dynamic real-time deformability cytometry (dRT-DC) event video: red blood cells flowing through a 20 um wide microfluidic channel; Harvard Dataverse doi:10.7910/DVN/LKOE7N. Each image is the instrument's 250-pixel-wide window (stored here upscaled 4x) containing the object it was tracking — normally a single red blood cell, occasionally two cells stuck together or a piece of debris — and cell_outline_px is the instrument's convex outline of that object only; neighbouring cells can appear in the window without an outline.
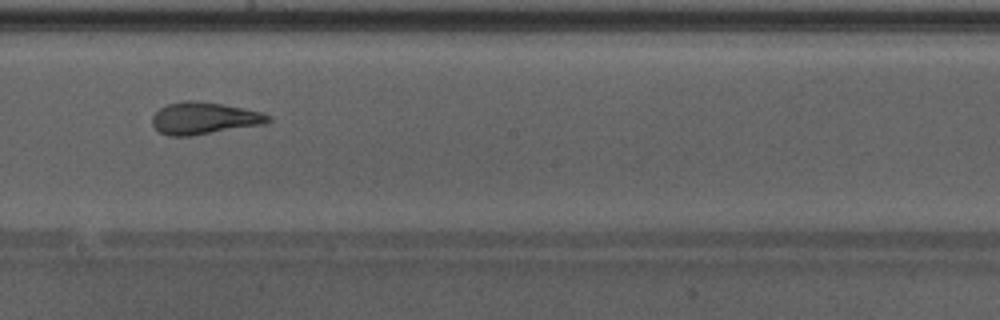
{"species": "Egyptian fruit bat (a non-hibernating species)", "species_latin": "Rousettus aegyptiacus", "temperature_condition": "warm", "stored_images_in_passage": 49, "camera_frame_rate_fps": 3000, "um_per_image_px": 0.085, "animal": {"sex": "male"}, "frame": {"image": 1, "passage_image": 28, "time_ms": 9.0, "image_size_px": [1000, 320], "cell_outline_px": [[272, 120], [264, 124], [192, 136], [168, 136], [160, 132], [152, 124], [152, 116], [160, 108], [168, 104], [188, 100], [192, 100], [220, 104], [244, 108], [260, 112], [272, 116]], "centroid_in_image_um": [17.36, 10.06], "position_along_channel_um": 230.8, "area_um2": 21.56}, "authors_computed_cell_mechanics": {"area_um2": 23.0044, "velocity_mm_per_s": 4.2979, "shape_relaxation_time_tau1_ms": null, "shape_relaxation_time_tau2_ms": 1.006, "deformation_change_tau1": null, "deformation_change_tau2": 0.0759}}